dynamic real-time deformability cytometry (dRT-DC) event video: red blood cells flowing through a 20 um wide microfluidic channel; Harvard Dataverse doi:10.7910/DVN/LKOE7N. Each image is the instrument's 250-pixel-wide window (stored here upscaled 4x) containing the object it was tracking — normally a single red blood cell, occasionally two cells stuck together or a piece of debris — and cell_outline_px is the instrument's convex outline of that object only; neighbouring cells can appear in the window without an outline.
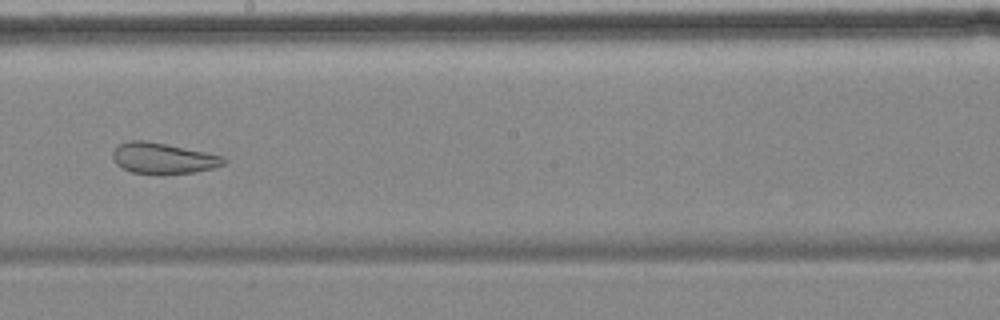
{"species": "common noctule bat (a hibernating species)", "species_latin": "Nyctalus noctula", "temperature_condition": "cold", "stored_images_in_passage": 12, "camera_frame_rate_fps": 3000, "um_per_image_px": 0.085, "animal": {"sex": "female", "body_mass_g": 18.4}, "frame": {"image": 1, "passage_image": 6, "time_ms": 6.0, "image_size_px": [1000, 320], "cell_outline_px": [[228, 160], [224, 164], [212, 168], [196, 172], [164, 176], [160, 176], [132, 172], [116, 164], [112, 156], [112, 152], [120, 144], [128, 140], [144, 140], [204, 152], [220, 156]], "centroid_in_image_um": [13.84, 13.49], "position_along_channel_um": 234.4, "area_um2": 20.11}, "authors_computed_cell_mechanics": {"area_um2": 24.6806, "velocity_mm_per_s": 3.5293, "shape_relaxation_time_tau1_ms": null, "shape_relaxation_time_tau2_ms": 1.9591, "deformation_change_tau1": null, "deformation_change_tau2": 0.0834}}